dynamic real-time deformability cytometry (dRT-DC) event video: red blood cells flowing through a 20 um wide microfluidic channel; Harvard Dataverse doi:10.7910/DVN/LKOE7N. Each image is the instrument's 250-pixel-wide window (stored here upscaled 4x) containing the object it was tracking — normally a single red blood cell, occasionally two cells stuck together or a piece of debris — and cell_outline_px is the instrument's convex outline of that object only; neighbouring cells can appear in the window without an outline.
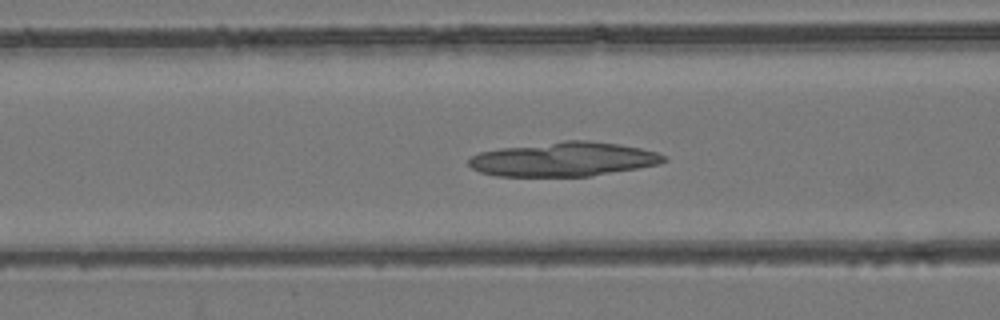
{"species": "common noctule bat (a hibernating species)", "species_latin": "Nyctalus noctula", "temperature_condition": "room temperature", "stored_images_in_passage": 39, "camera_frame_rate_fps": 3000, "um_per_image_px": 0.085, "animal": {"sex": "female", "body_mass_g": 24.6, "forearm_length_mm": 56.2}, "frame": {"image": 1, "passage_image": 7, "time_ms": 2.0, "image_size_px": [1000, 320], "cell_outline_px": [[668, 160], [660, 164], [592, 176], [496, 176], [480, 172], [472, 168], [468, 164], [468, 160], [472, 156], [480, 152], [500, 148], [564, 140], [588, 140], [616, 144], [640, 148], [656, 152], [664, 156]], "centroid_in_image_um": [47.9, 13.54], "position_along_channel_um": 118.7, "area_um2": 38.84}}
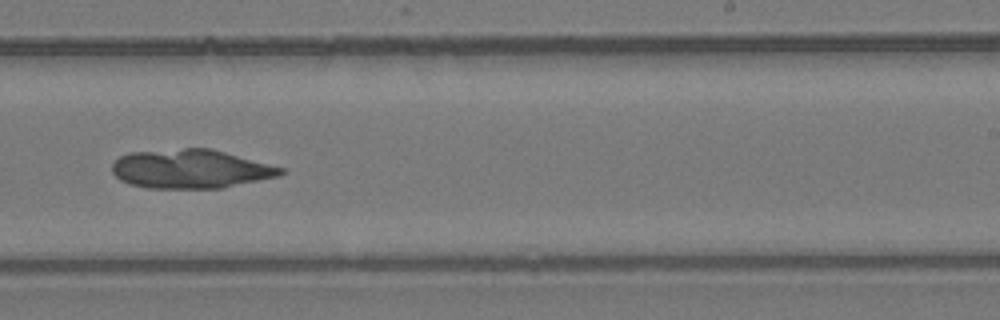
{"frame": {"image": 2, "passage_image": 19, "time_ms": 6.0, "image_size_px": [1000, 320], "cell_outline_px": [[288, 172], [280, 176], [224, 188], [148, 188], [128, 184], [120, 180], [112, 172], [112, 164], [120, 156], [128, 152], [184, 148], [212, 148], [284, 168]], "centroid_in_image_um": [16.23, 14.36], "position_along_channel_um": 272.8, "area_um2": 38.61}}
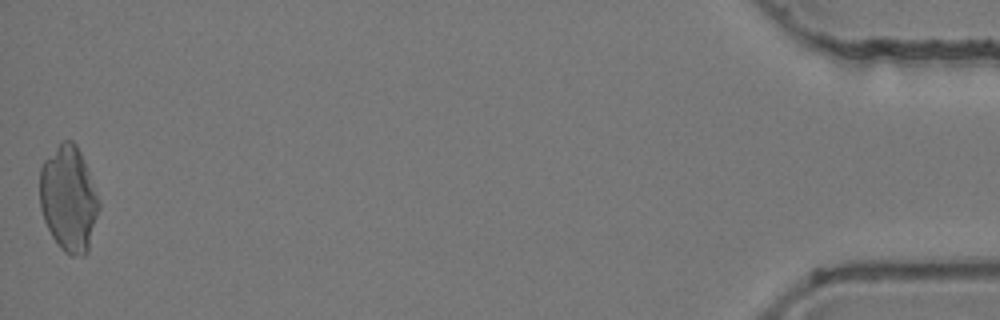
{"frame": {"image": 3, "passage_image": 39, "time_ms": 12.667, "image_size_px": [1000, 320], "cell_outline_px": [[100, 208], [88, 252], [84, 256], [72, 256], [64, 252], [60, 248], [52, 236], [44, 220], [40, 208], [40, 168], [44, 160], [60, 140], [72, 140], [76, 144], [84, 160], [100, 200]], "centroid_in_image_um": [5.84, 16.89], "position_along_channel_um": 429.4, "area_um2": 36.82}}